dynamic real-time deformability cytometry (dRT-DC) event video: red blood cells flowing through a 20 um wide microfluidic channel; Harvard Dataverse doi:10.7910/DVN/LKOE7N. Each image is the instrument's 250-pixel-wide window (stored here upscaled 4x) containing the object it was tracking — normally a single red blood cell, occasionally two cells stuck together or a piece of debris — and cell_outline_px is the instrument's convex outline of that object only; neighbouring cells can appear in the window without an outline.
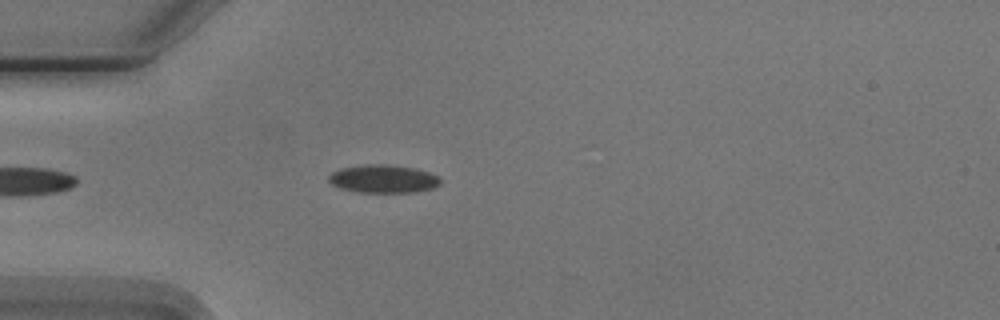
{"species": "Egyptian fruit bat (a non-hibernating species)", "species_latin": "Rousettus aegyptiacus", "temperature_condition": "cold", "stored_images_in_passage": 2, "camera_frame_rate_fps": 3000, "um_per_image_px": 0.085, "animal": {"sex": "male"}, "frame": {"image": 1, "passage_image": 2, "time_ms": 1.333, "image_size_px": [1000, 320], "cell_outline_px": [[440, 184], [432, 188], [412, 192], [360, 192], [340, 188], [332, 184], [328, 180], [328, 176], [332, 172], [340, 168], [368, 164], [380, 164], [412, 168], [428, 172], [436, 176], [440, 180]], "centroid_in_image_um": [32.53, 15.2], "position_along_channel_um": 52.5, "area_um2": 17.92}}